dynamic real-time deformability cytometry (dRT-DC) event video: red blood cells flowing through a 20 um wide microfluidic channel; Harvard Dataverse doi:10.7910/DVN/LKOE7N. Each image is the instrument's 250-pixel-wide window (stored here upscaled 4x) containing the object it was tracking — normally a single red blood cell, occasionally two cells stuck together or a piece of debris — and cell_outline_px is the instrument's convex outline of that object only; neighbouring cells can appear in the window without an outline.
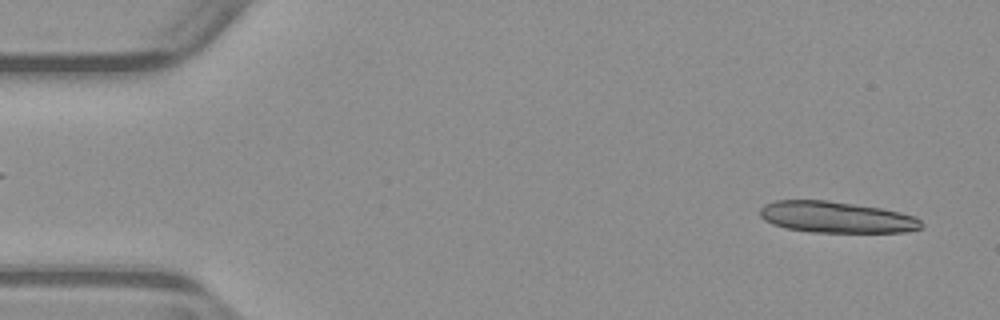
{"species": "common noctule bat (a hibernating species)", "species_latin": "Nyctalus noctula", "temperature_condition": "warm", "stored_images_in_passage": 13, "camera_frame_rate_fps": 3000, "um_per_image_px": 0.085, "animal": {"sex": "male", "body_mass_g": 23.1, "forearm_length_mm": 52.7}, "frame": {"image": 1, "passage_image": 1, "time_ms": 0.0, "image_size_px": [1000, 320], "cell_outline_px": [[924, 224], [920, 228], [908, 232], [812, 232], [784, 228], [772, 224], [764, 220], [760, 216], [760, 208], [764, 204], [776, 200], [828, 200], [880, 208], [900, 212], [916, 216]], "centroid_in_image_um": [71.08, 18.46], "position_along_channel_um": 13.9, "area_um2": 29.59}}